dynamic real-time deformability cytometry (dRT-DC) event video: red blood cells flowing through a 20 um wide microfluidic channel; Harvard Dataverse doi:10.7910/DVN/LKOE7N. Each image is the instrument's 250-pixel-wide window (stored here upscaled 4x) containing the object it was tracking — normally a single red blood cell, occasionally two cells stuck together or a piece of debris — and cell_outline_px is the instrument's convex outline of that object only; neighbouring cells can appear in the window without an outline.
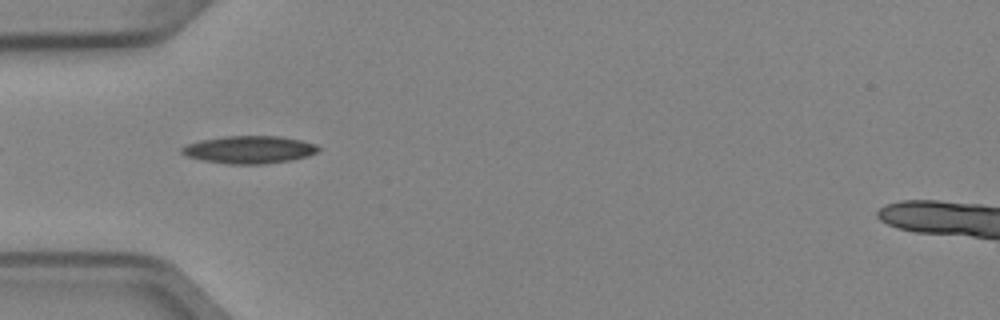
{"species": "Egyptian fruit bat (a non-hibernating species)", "species_latin": "Rousettus aegyptiacus", "temperature_condition": "cold", "stored_images_in_passage": 7, "camera_frame_rate_fps": 3000, "um_per_image_px": 0.085, "animal": {"sex": "female"}, "frame": {"image": 1, "passage_image": 5, "time_ms": 1.333, "image_size_px": [1000, 320], "cell_outline_px": [[320, 148], [316, 152], [308, 156], [292, 160], [264, 164], [228, 164], [204, 160], [188, 156], [180, 152], [180, 148], [188, 144], [200, 140], [224, 136], [280, 136], [300, 140], [316, 144]], "centroid_in_image_um": [21.2, 12.72], "position_along_channel_um": 63.8, "area_um2": 21.91}}
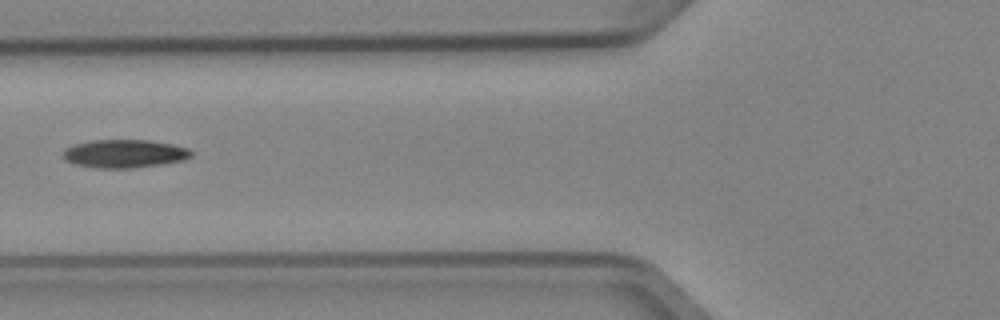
{"frame": {"image": 2, "passage_image": 6, "time_ms": 1.667, "image_size_px": [1000, 320], "cell_outline_px": [[192, 156], [184, 160], [132, 168], [96, 168], [76, 164], [68, 160], [64, 156], [64, 148], [76, 144], [92, 140], [148, 140], [172, 144], [188, 148], [192, 152]], "centroid_in_image_um": [10.6, 13.05], "position_along_channel_um": 115.2, "area_um2": 20.81}}
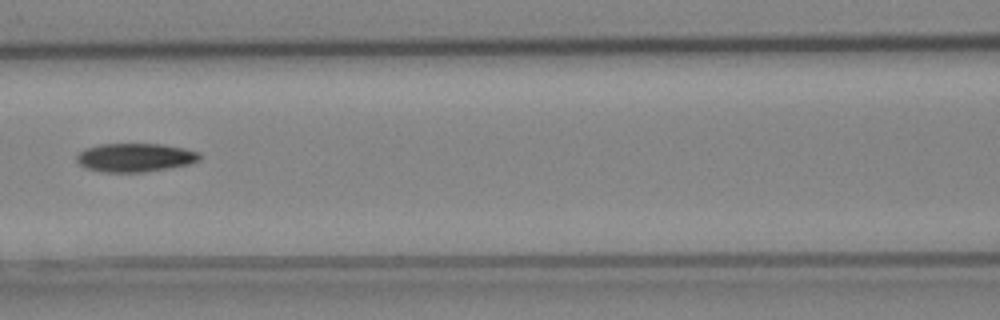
{"frame": {"image": 3, "passage_image": 7, "time_ms": 2.0, "image_size_px": [1000, 320], "cell_outline_px": [[200, 160], [188, 164], [144, 172], [104, 172], [88, 168], [80, 164], [76, 160], [76, 156], [84, 148], [100, 144], [164, 144], [184, 148], [200, 152]], "centroid_in_image_um": [11.49, 13.38], "position_along_channel_um": 155.1, "area_um2": 20.4}}